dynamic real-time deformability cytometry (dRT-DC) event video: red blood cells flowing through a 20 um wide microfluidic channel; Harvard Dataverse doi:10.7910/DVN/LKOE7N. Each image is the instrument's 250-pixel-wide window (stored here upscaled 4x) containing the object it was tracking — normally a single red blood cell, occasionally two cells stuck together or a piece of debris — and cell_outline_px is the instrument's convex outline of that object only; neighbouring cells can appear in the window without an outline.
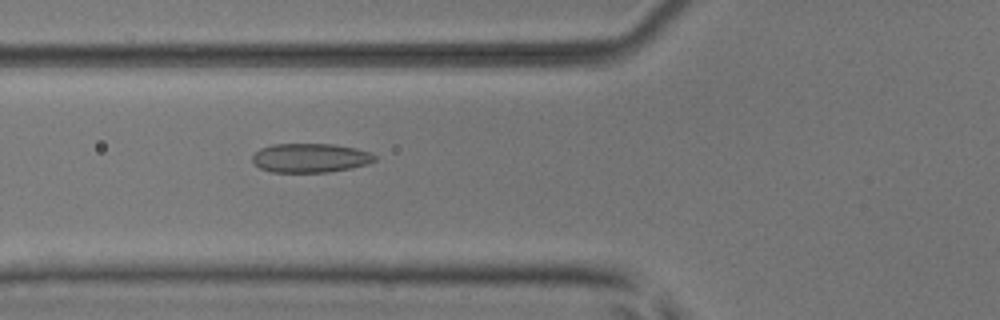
{"species": "common noctule bat (a hibernating species)", "species_latin": "Nyctalus noctula", "temperature_condition": "room temperature", "stored_images_in_passage": 38, "camera_frame_rate_fps": 3000, "um_per_image_px": 0.085, "animal": {"sex": "male", "body_mass_g": 17.9, "forearm_length_mm": 54.2}, "frame": {"image": 1, "passage_image": 6, "time_ms": 1.667, "image_size_px": [1000, 320], "cell_outline_px": [[376, 160], [368, 164], [352, 168], [328, 172], [272, 172], [260, 168], [252, 160], [252, 156], [260, 148], [272, 144], [332, 144], [356, 148], [368, 152], [376, 156]], "centroid_in_image_um": [26.38, 13.42], "position_along_channel_um": 99.4, "area_um2": 20.75}}
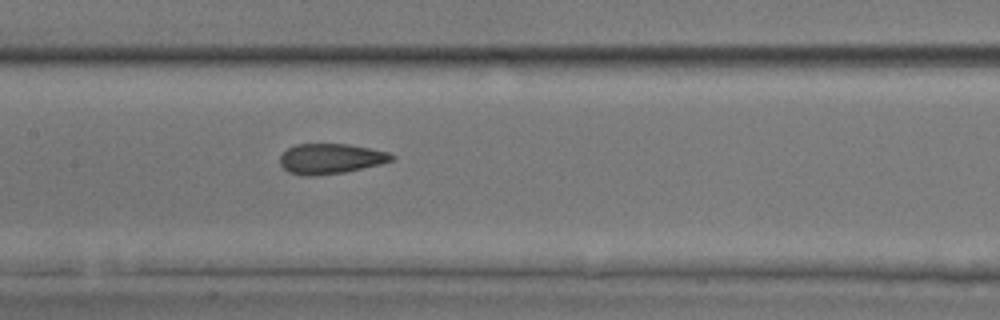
{"frame": {"image": 2, "passage_image": 12, "time_ms": 3.667, "image_size_px": [1000, 320], "cell_outline_px": [[396, 156], [392, 160], [380, 164], [344, 172], [316, 176], [304, 176], [288, 172], [280, 164], [280, 156], [288, 148], [296, 144], [348, 144], [388, 152]], "centroid_in_image_um": [28.08, 13.49], "position_along_channel_um": 179.3, "area_um2": 19.59}}
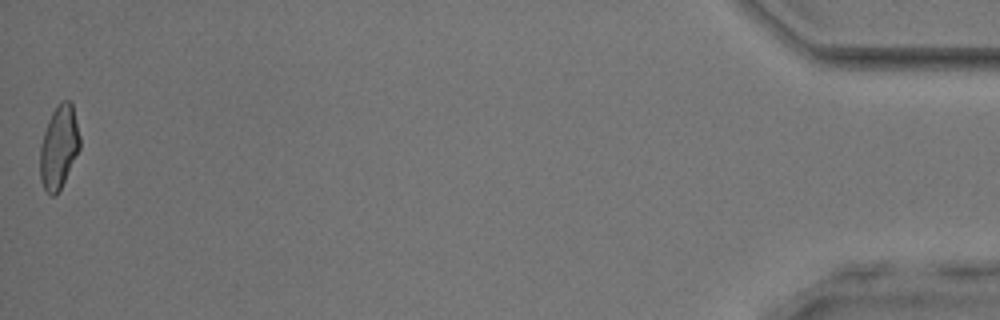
{"frame": {"image": 3, "passage_image": 38, "time_ms": 12.333, "image_size_px": [1000, 320], "cell_outline_px": [[80, 148], [56, 196], [52, 196], [44, 188], [40, 180], [40, 144], [48, 120], [52, 112], [60, 100], [68, 100], [72, 104], [80, 136]], "centroid_in_image_um": [4.99, 12.48], "position_along_channel_um": 430.2, "area_um2": 19.13}}